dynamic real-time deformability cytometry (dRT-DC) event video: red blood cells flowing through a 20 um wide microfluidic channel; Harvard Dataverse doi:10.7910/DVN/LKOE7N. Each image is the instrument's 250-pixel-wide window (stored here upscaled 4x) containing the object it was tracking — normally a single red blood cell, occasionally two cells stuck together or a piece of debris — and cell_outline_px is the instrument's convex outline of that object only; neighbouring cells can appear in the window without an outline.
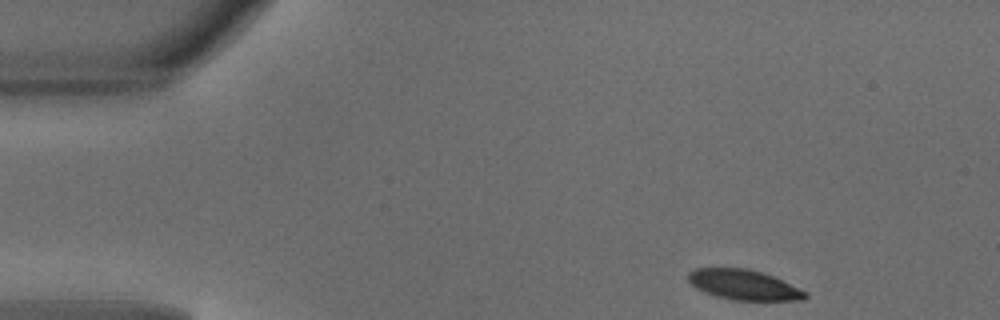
{"species": "common noctule bat (a hibernating species)", "species_latin": "Nyctalus noctula", "temperature_condition": "warm", "stored_images_in_passage": 43, "camera_frame_rate_fps": 3000, "um_per_image_px": 0.085, "animal": {"sex": "male", "body_mass_g": 18.8}, "frame": {"image": 1, "passage_image": 1, "time_ms": 0.0, "image_size_px": [1000, 320], "cell_outline_px": [[808, 296], [804, 300], [736, 300], [716, 296], [704, 292], [696, 288], [688, 280], [688, 272], [696, 268], [748, 268], [772, 276], [808, 292]], "centroid_in_image_um": [63.21, 24.21], "position_along_channel_um": 21.8, "area_um2": 20.4}}
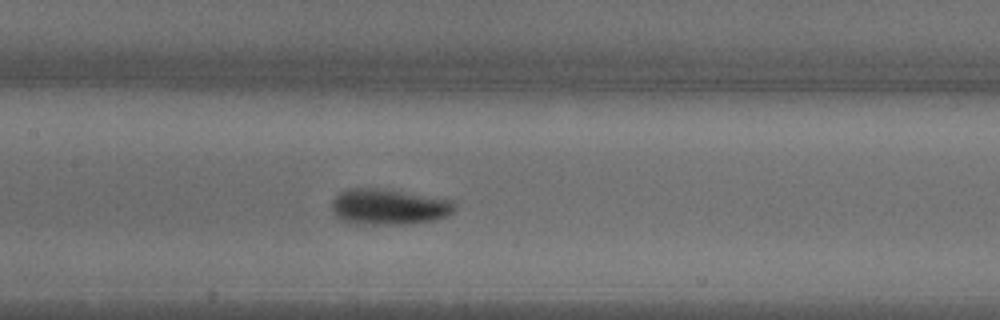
{"frame": {"image": 2, "passage_image": 18, "time_ms": 5.667, "image_size_px": [1000, 320], "cell_outline_px": [[456, 208], [448, 216], [436, 220], [412, 224], [356, 224], [340, 220], [332, 212], [332, 200], [340, 192], [348, 188], [384, 188], [456, 200]], "centroid_in_image_um": [33.09, 17.57], "position_along_channel_um": 174.3, "area_um2": 26.3}}
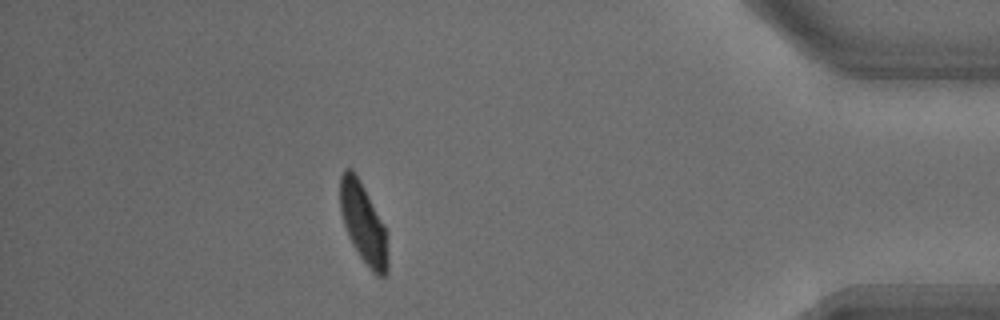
{"frame": {"image": 3, "passage_image": 38, "time_ms": 12.333, "image_size_px": [1000, 320], "cell_outline_px": [[388, 272], [384, 276], [376, 276], [372, 272], [360, 256], [352, 244], [348, 236], [340, 212], [340, 176], [344, 168], [352, 168], [356, 172], [384, 224], [388, 260]], "centroid_in_image_um": [30.87, 18.95], "position_along_channel_um": 404.3, "area_um2": 22.37}, "authors_computed_cell_mechanics": {"area_um2": 23.2356, "velocity_mm_per_s": 4.1266, "shape_relaxation_time_tau1_ms": 2.0394, "shape_relaxation_time_tau2_ms": 0.894, "deformation_change_tau1": 0.143, "deformation_change_tau2": 0.0493}}